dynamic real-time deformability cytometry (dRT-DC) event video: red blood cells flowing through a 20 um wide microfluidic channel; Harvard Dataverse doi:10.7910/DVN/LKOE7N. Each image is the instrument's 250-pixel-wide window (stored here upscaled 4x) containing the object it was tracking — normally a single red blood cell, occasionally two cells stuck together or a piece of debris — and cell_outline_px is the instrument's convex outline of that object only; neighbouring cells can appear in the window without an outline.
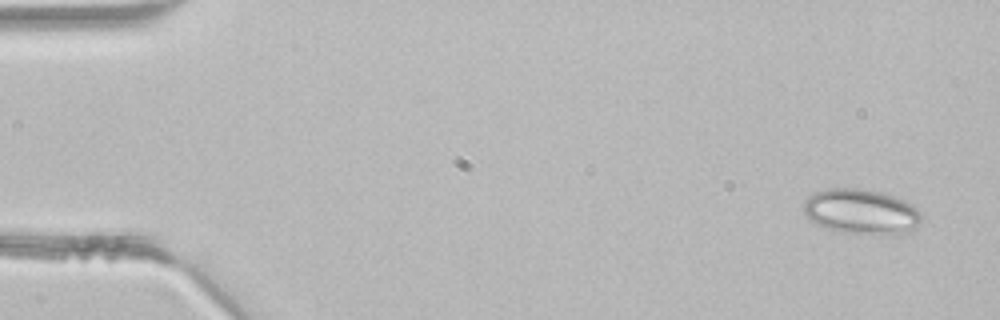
{"species": "common noctule bat (a hibernating species)", "species_latin": "Nyctalus noctula", "temperature_condition": "room temperature", "stored_images_in_passage": 4, "camera_frame_rate_fps": 3000, "um_per_image_px": 0.085, "animal": {"sex": "male", "body_mass_g": 21.5, "forearm_length_mm": 52.0}, "frame": {"image": 1, "passage_image": 1, "time_ms": 0.0, "image_size_px": [1000, 320], "cell_outline_px": [[924, 216], [916, 228], [912, 232], [900, 236], [892, 236], [844, 232], [828, 228], [816, 224], [808, 220], [804, 212], [804, 200], [808, 196], [816, 192], [828, 188], [860, 188], [884, 192], [904, 200], [912, 204]], "centroid_in_image_um": [73.27, 18.01], "position_along_channel_um": 11.7, "area_um2": 31.79}}